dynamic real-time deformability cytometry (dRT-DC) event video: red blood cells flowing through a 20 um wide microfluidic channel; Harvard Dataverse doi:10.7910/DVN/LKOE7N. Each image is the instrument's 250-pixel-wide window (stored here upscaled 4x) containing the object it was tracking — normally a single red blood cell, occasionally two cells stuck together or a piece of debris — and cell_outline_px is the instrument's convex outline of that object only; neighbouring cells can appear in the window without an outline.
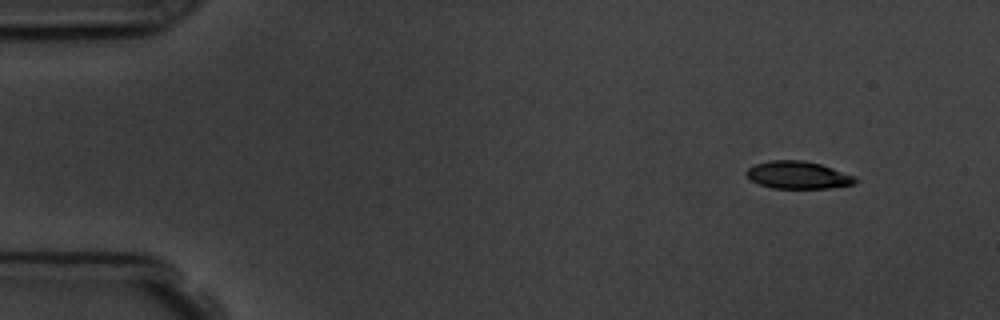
{"species": "common noctule bat (a hibernating species)", "species_latin": "Nyctalus noctula", "temperature_condition": "room temperature", "stored_images_in_passage": 4, "camera_frame_rate_fps": 3000, "um_per_image_px": 0.085, "animal": {"sex": "male", "body_mass_g": 19.5, "forearm_length_mm": 54.6}, "frame": {"image": 1, "passage_image": 1, "time_ms": 0.0, "image_size_px": [1000, 320], "cell_outline_px": [[860, 180], [852, 184], [828, 188], [772, 188], [760, 184], [752, 180], [744, 172], [748, 168], [756, 164], [768, 160], [804, 160], [820, 164], [856, 176]], "centroid_in_image_um": [67.84, 14.87], "position_along_channel_um": 17.2, "area_um2": 17.4}}
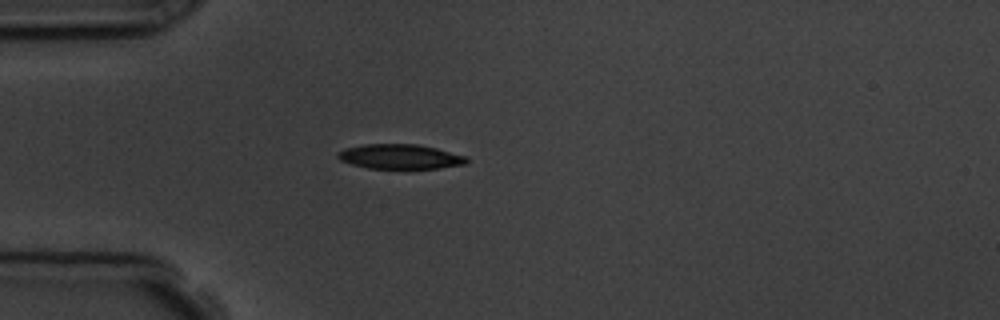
{"frame": {"image": 2, "passage_image": 4, "time_ms": 3.333, "image_size_px": [1000, 320], "cell_outline_px": [[468, 160], [464, 164], [440, 168], [368, 168], [352, 164], [340, 160], [336, 156], [336, 152], [344, 148], [364, 144], [416, 144], [436, 148], [464, 156]], "centroid_in_image_um": [33.94, 13.3], "position_along_channel_um": 51.1, "area_um2": 18.38}}